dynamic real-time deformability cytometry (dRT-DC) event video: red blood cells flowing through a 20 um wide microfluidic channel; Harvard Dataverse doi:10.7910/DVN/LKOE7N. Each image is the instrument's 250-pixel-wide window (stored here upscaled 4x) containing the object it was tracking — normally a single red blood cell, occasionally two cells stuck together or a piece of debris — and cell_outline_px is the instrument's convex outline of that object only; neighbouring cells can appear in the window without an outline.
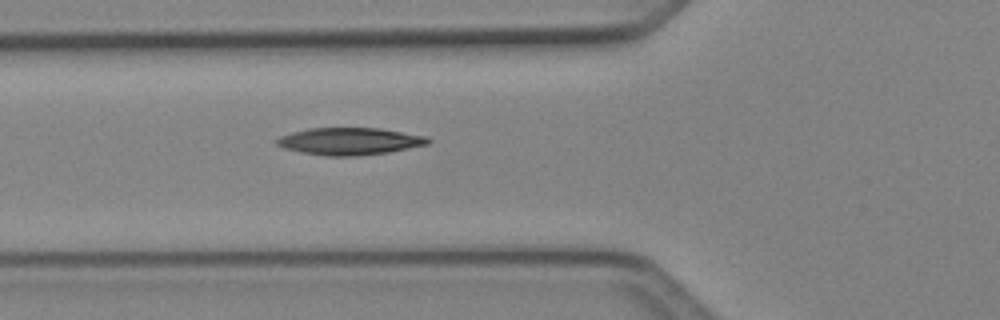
{"species": "Egyptian fruit bat (a non-hibernating species)", "species_latin": "Rousettus aegyptiacus", "temperature_condition": "cold", "stored_images_in_passage": 2, "camera_frame_rate_fps": 3000, "um_per_image_px": 0.085, "animal": {"sex": "female"}, "frame": {"image": 1, "passage_image": 2, "time_ms": 0.333, "image_size_px": [1000, 320], "cell_outline_px": [[432, 140], [428, 144], [388, 152], [356, 156], [324, 156], [284, 148], [276, 144], [276, 140], [280, 136], [292, 132], [308, 128], [380, 128], [428, 136]], "centroid_in_image_um": [29.74, 12.0], "position_along_channel_um": 96.1, "area_um2": 23.93}}